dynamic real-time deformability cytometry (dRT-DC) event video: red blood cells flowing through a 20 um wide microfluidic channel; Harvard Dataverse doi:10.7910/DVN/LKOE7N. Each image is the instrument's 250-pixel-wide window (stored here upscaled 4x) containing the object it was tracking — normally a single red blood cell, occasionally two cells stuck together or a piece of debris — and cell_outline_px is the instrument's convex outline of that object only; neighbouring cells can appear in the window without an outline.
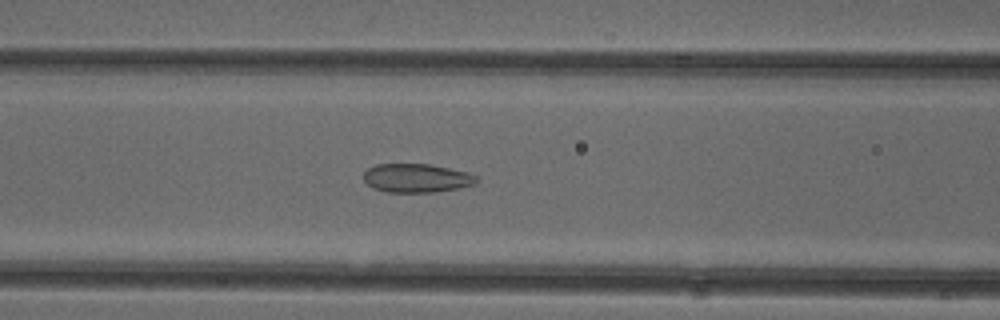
{"species": "common noctule bat (a hibernating species)", "species_latin": "Nyctalus noctula", "temperature_condition": "cold", "stored_images_in_passage": 52, "camera_frame_rate_fps": 3000, "um_per_image_px": 0.085, "animal": {"sex": "female"}, "frame": {"image": 1, "passage_image": 21, "time_ms": 6.667, "image_size_px": [1000, 320], "cell_outline_px": [[480, 180], [472, 184], [460, 188], [432, 192], [388, 192], [372, 188], [364, 180], [364, 172], [368, 168], [376, 164], [428, 164], [468, 172], [476, 176]], "centroid_in_image_um": [35.4, 15.13], "position_along_channel_um": 131.2, "area_um2": 18.84}}
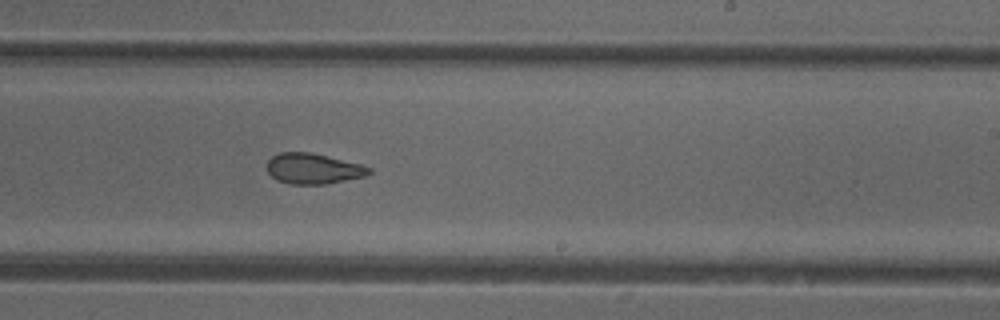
{"frame": {"image": 2, "passage_image": 31, "time_ms": 10.0, "image_size_px": [1000, 320], "cell_outline_px": [[372, 172], [364, 176], [328, 184], [292, 184], [276, 180], [268, 172], [268, 160], [272, 156], [280, 152], [312, 152], [360, 164], [372, 168]], "centroid_in_image_um": [26.63, 14.33], "position_along_channel_um": 262.4, "area_um2": 18.15}}
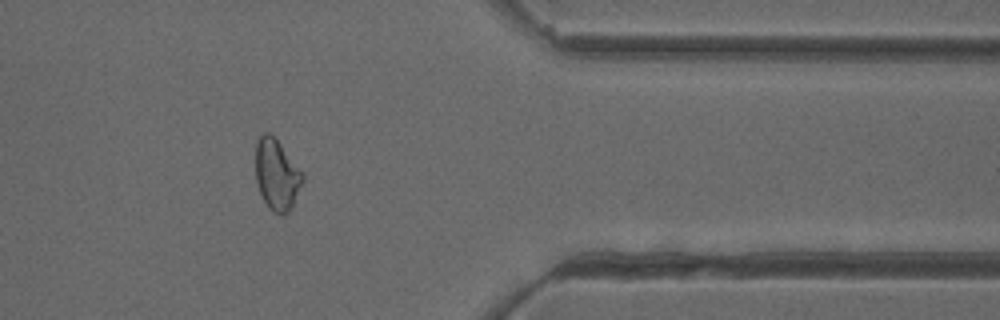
{"frame": {"image": 3, "passage_image": 42, "time_ms": 13.667, "image_size_px": [1000, 320], "cell_outline_px": [[304, 180], [292, 208], [284, 216], [280, 216], [272, 212], [268, 208], [260, 192], [256, 180], [256, 144], [260, 136], [264, 132], [268, 132], [280, 144], [304, 172]], "centroid_in_image_um": [23.55, 14.9], "position_along_channel_um": 387.8, "area_um2": 19.59}, "authors_computed_cell_mechanics": {"area_um2": 20.4034, "velocity_mm_per_s": 3.9439, "shape_relaxation_time_tau1_ms": null, "shape_relaxation_time_tau2_ms": 1.5754, "deformation_change_tau1": null, "deformation_change_tau2": 0.086}}